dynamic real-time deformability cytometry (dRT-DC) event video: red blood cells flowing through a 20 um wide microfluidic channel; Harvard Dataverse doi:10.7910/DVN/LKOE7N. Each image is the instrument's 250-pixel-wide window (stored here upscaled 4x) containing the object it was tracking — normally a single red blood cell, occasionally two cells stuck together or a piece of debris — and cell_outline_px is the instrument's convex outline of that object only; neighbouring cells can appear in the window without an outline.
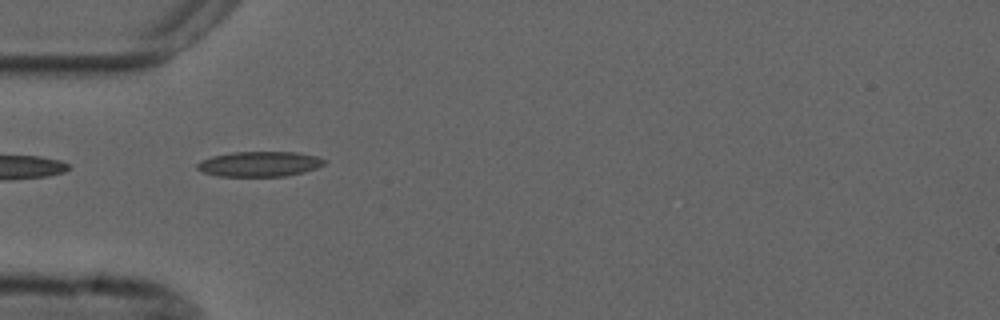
{"species": "common noctule bat (a hibernating species)", "species_latin": "Nyctalus noctula", "temperature_condition": "cold", "stored_images_in_passage": 2, "camera_frame_rate_fps": 3000, "um_per_image_px": 0.085, "animal": {"sex": "male", "forearm_length_mm": 52.5}, "frame": {"image": 1, "passage_image": 1, "time_ms": 0.0, "image_size_px": [1000, 320], "cell_outline_px": [[328, 160], [324, 164], [316, 168], [304, 172], [284, 176], [216, 176], [204, 172], [196, 168], [196, 164], [200, 160], [212, 156], [232, 152], [296, 152], [316, 156]], "centroid_in_image_um": [22.05, 13.93], "position_along_channel_um": 63.0, "area_um2": 18.67}}
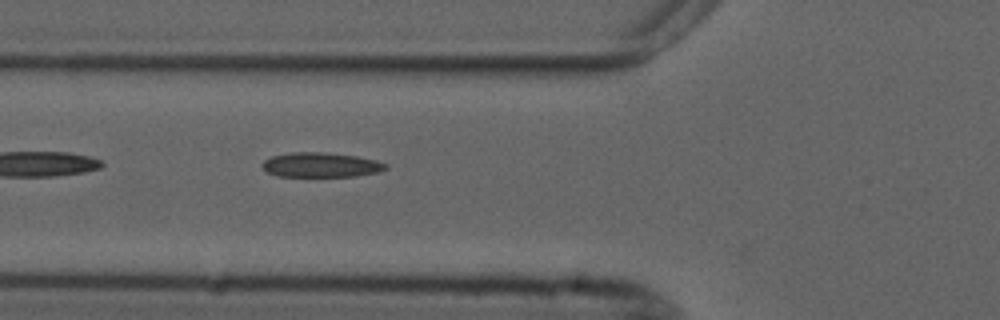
{"frame": {"image": 2, "passage_image": 2, "time_ms": 1.0, "image_size_px": [1000, 320], "cell_outline_px": [[388, 168], [376, 172], [356, 176], [276, 176], [268, 172], [260, 164], [264, 160], [272, 156], [292, 152], [324, 152], [356, 156], [376, 160], [388, 164]], "centroid_in_image_um": [27.27, 14.01], "position_along_channel_um": 98.5, "area_um2": 17.69}}